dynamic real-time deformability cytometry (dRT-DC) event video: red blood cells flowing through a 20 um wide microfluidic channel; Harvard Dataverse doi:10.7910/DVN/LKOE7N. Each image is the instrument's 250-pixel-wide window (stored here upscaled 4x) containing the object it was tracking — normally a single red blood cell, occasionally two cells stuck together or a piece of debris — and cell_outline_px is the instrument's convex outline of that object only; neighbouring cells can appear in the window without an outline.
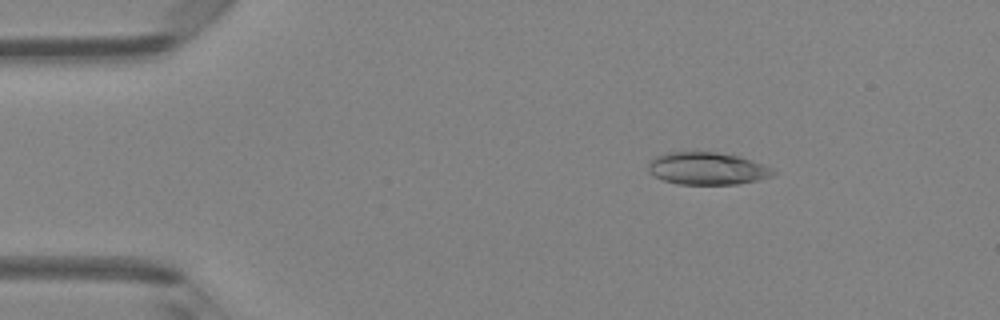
{"species": "Egyptian fruit bat (a non-hibernating species)", "species_latin": "Rousettus aegyptiacus", "temperature_condition": "room temperature", "stored_images_in_passage": 48, "camera_frame_rate_fps": 3000, "um_per_image_px": 0.085, "animal": {"sex": "female"}, "frame": {"image": 1, "passage_image": 8, "time_ms": 2.333, "image_size_px": [1000, 320], "cell_outline_px": [[776, 172], [772, 176], [760, 180], [736, 184], [676, 184], [664, 180], [648, 172], [648, 164], [656, 156], [664, 152], [716, 152], [740, 156], [772, 168]], "centroid_in_image_um": [60.11, 14.32], "position_along_channel_um": 24.9, "area_um2": 23.58}}
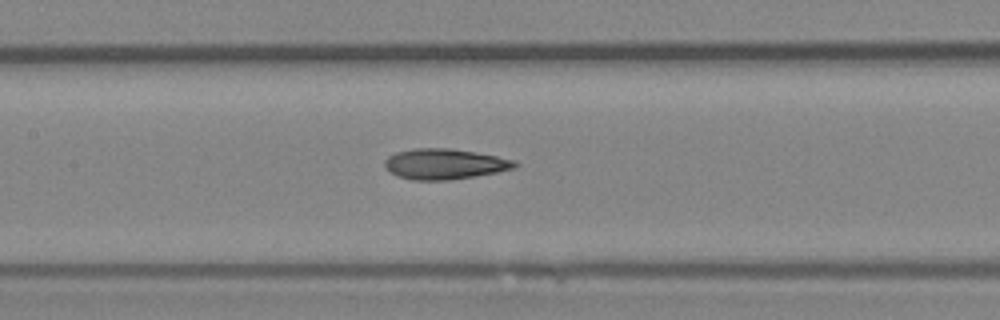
{"frame": {"image": 2, "passage_image": 23, "time_ms": 7.333, "image_size_px": [1000, 320], "cell_outline_px": [[520, 164], [516, 168], [476, 176], [452, 180], [412, 180], [396, 176], [384, 168], [384, 160], [388, 156], [396, 152], [412, 148], [448, 148], [476, 152], [516, 160]], "centroid_in_image_um": [37.78, 13.94], "position_along_channel_um": 169.6, "area_um2": 23.47}}
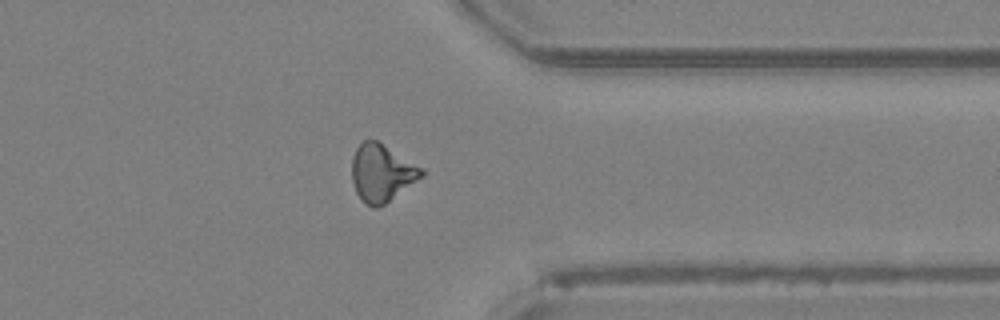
{"frame": {"image": 3, "passage_image": 38, "time_ms": 12.333, "image_size_px": [1000, 320], "cell_outline_px": [[424, 176], [384, 204], [376, 208], [372, 208], [364, 204], [360, 200], [356, 192], [352, 180], [352, 156], [356, 148], [364, 140], [376, 140], [424, 168]], "centroid_in_image_um": [32.44, 14.71], "position_along_channel_um": 379.0, "area_um2": 23.35}, "authors_computed_cell_mechanics": {"area_um2": 22.9466, "velocity_mm_per_s": 4.2902, "shape_relaxation_time_tau1_ms": 5.8375, "shape_relaxation_time_tau2_ms": 3.4827, "deformation_change_tau1": 0.1657, "deformation_change_tau2": 0.125}}